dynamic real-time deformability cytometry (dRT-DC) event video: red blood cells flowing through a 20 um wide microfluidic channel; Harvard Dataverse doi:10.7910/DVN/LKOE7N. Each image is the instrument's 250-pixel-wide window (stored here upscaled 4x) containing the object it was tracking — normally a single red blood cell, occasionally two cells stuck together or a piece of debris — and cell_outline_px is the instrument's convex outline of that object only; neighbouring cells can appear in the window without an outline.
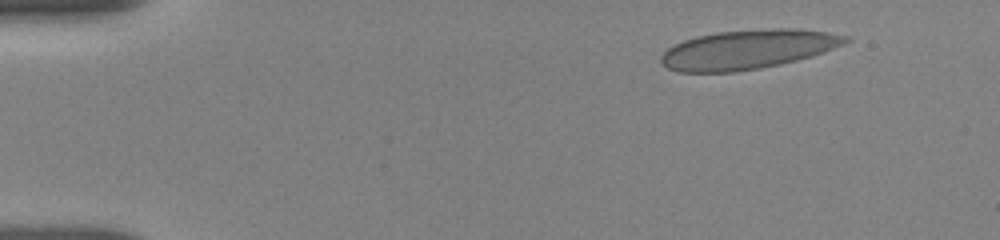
{"species": "human", "species_latin": "Homo sapiens", "temperature_condition": "room temperature", "stored_images_in_passage": 6, "camera_frame_rate_fps": 3000, "um_per_image_px": 0.085, "donor": {"sex": "female"}, "frame": {"image": 1, "passage_image": 2, "time_ms": 1.0, "image_size_px": [1000, 240], "cell_outline_px": [[852, 40], [844, 44], [824, 52], [812, 56], [780, 64], [760, 68], [732, 72], [676, 72], [668, 68], [660, 60], [660, 56], [668, 48], [684, 40], [696, 36], [716, 32], [764, 28], [796, 28], [828, 32], [852, 36]], "centroid_in_image_um": [63.61, 4.19], "position_along_channel_um": 21.4, "area_um2": 42.48}}
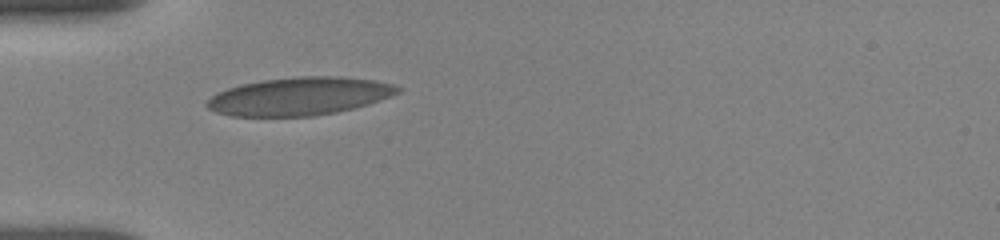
{"frame": {"image": 2, "passage_image": 5, "time_ms": 4.333, "image_size_px": [1000, 240], "cell_outline_px": [[404, 88], [400, 92], [392, 96], [368, 104], [336, 112], [312, 116], [232, 116], [216, 112], [208, 108], [204, 104], [216, 92], [240, 84], [264, 80], [300, 76], [340, 76], [376, 80], [392, 84]], "centroid_in_image_um": [25.47, 8.18], "position_along_channel_um": 59.5, "area_um2": 42.31}}
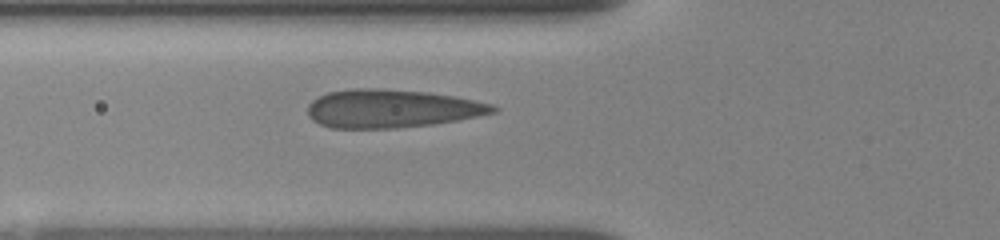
{"frame": {"image": 3, "passage_image": 6, "time_ms": 5.333, "image_size_px": [1000, 240], "cell_outline_px": [[500, 108], [496, 112], [456, 120], [432, 124], [396, 128], [332, 128], [320, 124], [312, 120], [308, 116], [308, 104], [312, 100], [328, 92], [356, 88], [380, 88], [428, 92], [456, 96], [492, 104]], "centroid_in_image_um": [33.28, 9.22], "position_along_channel_um": 92.5, "area_um2": 41.33}}